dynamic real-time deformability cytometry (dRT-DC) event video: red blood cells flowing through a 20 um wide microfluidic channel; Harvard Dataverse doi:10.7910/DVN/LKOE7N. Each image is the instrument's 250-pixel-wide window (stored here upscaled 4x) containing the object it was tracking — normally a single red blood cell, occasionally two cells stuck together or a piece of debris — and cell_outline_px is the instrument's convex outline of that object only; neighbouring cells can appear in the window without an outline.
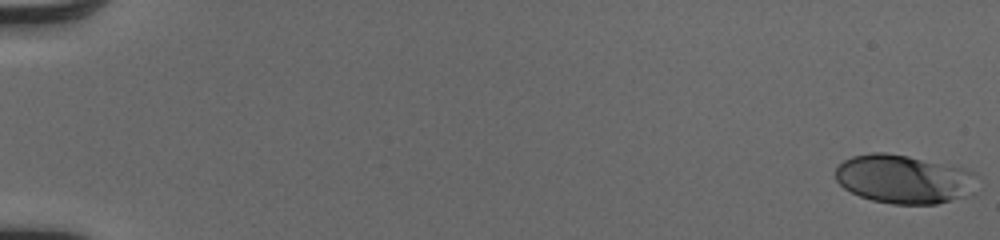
{"species": "human", "species_latin": "Homo sapiens", "temperature_condition": "cold", "stored_images_in_passage": 52, "camera_frame_rate_fps": 3000, "um_per_image_px": 0.085, "donor": {"sex": "male"}, "frame": {"image": 1, "passage_image": 1, "time_ms": 0.0, "image_size_px": [1000, 240], "cell_outline_px": [[972, 172], [968, 196], [936, 204], [892, 204], [872, 200], [860, 196], [844, 188], [836, 180], [836, 168], [844, 160], [852, 156], [872, 152], [884, 152], [908, 156], [964, 168]], "centroid_in_image_um": [76.73, 15.22], "position_along_channel_um": 8.3, "area_um2": 39.48}}
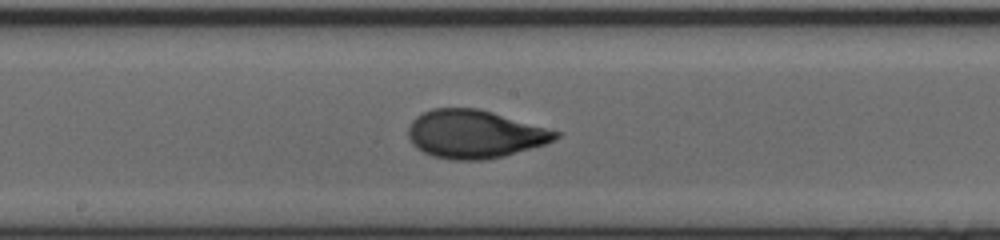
{"frame": {"image": 2, "passage_image": 30, "time_ms": 9.667, "image_size_px": [1000, 240], "cell_outline_px": [[560, 136], [544, 144], [504, 156], [484, 160], [452, 160], [432, 156], [416, 148], [412, 144], [408, 136], [408, 128], [412, 120], [416, 116], [432, 108], [480, 108], [560, 132]], "centroid_in_image_um": [40.3, 11.4], "position_along_channel_um": 207.9, "area_um2": 41.27}}
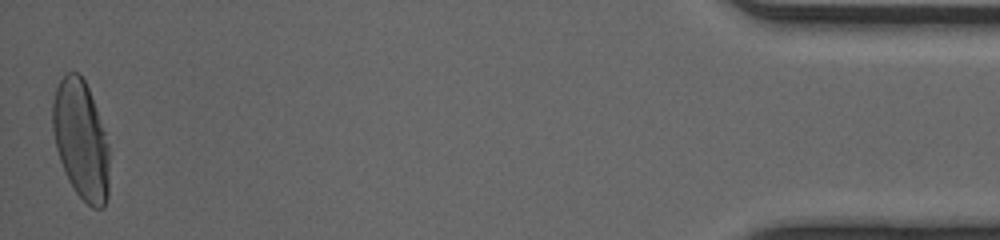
{"frame": {"image": 3, "passage_image": 52, "time_ms": 17.0, "image_size_px": [1000, 240], "cell_outline_px": [[108, 196], [104, 208], [92, 208], [76, 192], [68, 180], [60, 160], [56, 148], [52, 128], [52, 100], [56, 88], [60, 80], [68, 72], [76, 72], [84, 80], [88, 88], [104, 132], [108, 144]], "centroid_in_image_um": [6.86, 11.91], "position_along_channel_um": 428.3, "area_um2": 38.78}, "authors_computed_cell_mechanics": {"area_um2": 39.2462, "velocity_mm_per_s": 4.104, "shape_relaxation_time_tau1_ms": 3.3651, "shape_relaxation_time_tau2_ms": null, "deformation_change_tau1": 0.2109, "deformation_change_tau2": null}}